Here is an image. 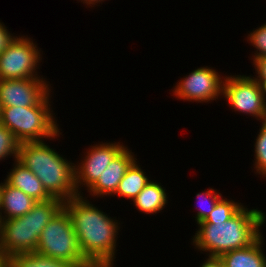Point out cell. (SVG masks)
Returning <instances> with one entry per match:
<instances>
[{
  "label": "cell",
  "mask_w": 266,
  "mask_h": 267,
  "mask_svg": "<svg viewBox=\"0 0 266 267\" xmlns=\"http://www.w3.org/2000/svg\"><path fill=\"white\" fill-rule=\"evenodd\" d=\"M7 28L8 27H6V25L0 21V54L7 48L9 43L16 36L14 33H10Z\"/></svg>",
  "instance_id": "d4e9b609"
},
{
  "label": "cell",
  "mask_w": 266,
  "mask_h": 267,
  "mask_svg": "<svg viewBox=\"0 0 266 267\" xmlns=\"http://www.w3.org/2000/svg\"><path fill=\"white\" fill-rule=\"evenodd\" d=\"M264 235H260L252 244L224 253L220 256L225 267H266Z\"/></svg>",
  "instance_id": "5bb4252c"
},
{
  "label": "cell",
  "mask_w": 266,
  "mask_h": 267,
  "mask_svg": "<svg viewBox=\"0 0 266 267\" xmlns=\"http://www.w3.org/2000/svg\"><path fill=\"white\" fill-rule=\"evenodd\" d=\"M255 69V77L250 75L254 80H256L263 90L266 92V57H260L252 60ZM257 74V75H256Z\"/></svg>",
  "instance_id": "cb8c5ba5"
},
{
  "label": "cell",
  "mask_w": 266,
  "mask_h": 267,
  "mask_svg": "<svg viewBox=\"0 0 266 267\" xmlns=\"http://www.w3.org/2000/svg\"><path fill=\"white\" fill-rule=\"evenodd\" d=\"M20 142L15 138L13 133L0 123V161L8 160L12 157V161L17 160ZM10 156V157H9Z\"/></svg>",
  "instance_id": "7402d4cb"
},
{
  "label": "cell",
  "mask_w": 266,
  "mask_h": 267,
  "mask_svg": "<svg viewBox=\"0 0 266 267\" xmlns=\"http://www.w3.org/2000/svg\"><path fill=\"white\" fill-rule=\"evenodd\" d=\"M266 213L243 206L228 221H202L191 238L194 248L206 256L222 254L252 244L263 232Z\"/></svg>",
  "instance_id": "7a4b0ae2"
},
{
  "label": "cell",
  "mask_w": 266,
  "mask_h": 267,
  "mask_svg": "<svg viewBox=\"0 0 266 267\" xmlns=\"http://www.w3.org/2000/svg\"><path fill=\"white\" fill-rule=\"evenodd\" d=\"M0 267H5V260L3 259L1 254H0Z\"/></svg>",
  "instance_id": "f1b7e54d"
},
{
  "label": "cell",
  "mask_w": 266,
  "mask_h": 267,
  "mask_svg": "<svg viewBox=\"0 0 266 267\" xmlns=\"http://www.w3.org/2000/svg\"><path fill=\"white\" fill-rule=\"evenodd\" d=\"M225 75L222 99L232 111L252 116L261 122L264 115L266 92L250 75Z\"/></svg>",
  "instance_id": "ba28073f"
},
{
  "label": "cell",
  "mask_w": 266,
  "mask_h": 267,
  "mask_svg": "<svg viewBox=\"0 0 266 267\" xmlns=\"http://www.w3.org/2000/svg\"><path fill=\"white\" fill-rule=\"evenodd\" d=\"M51 92L35 106L0 107V123L20 142L59 140L62 135L52 110ZM45 138V139H44Z\"/></svg>",
  "instance_id": "5b68a950"
},
{
  "label": "cell",
  "mask_w": 266,
  "mask_h": 267,
  "mask_svg": "<svg viewBox=\"0 0 266 267\" xmlns=\"http://www.w3.org/2000/svg\"><path fill=\"white\" fill-rule=\"evenodd\" d=\"M46 141H28L19 145L17 160L30 169L42 182L44 189L53 197L67 201L78 196L75 186V169Z\"/></svg>",
  "instance_id": "3957f363"
},
{
  "label": "cell",
  "mask_w": 266,
  "mask_h": 267,
  "mask_svg": "<svg viewBox=\"0 0 266 267\" xmlns=\"http://www.w3.org/2000/svg\"><path fill=\"white\" fill-rule=\"evenodd\" d=\"M12 165V169H9L10 171L7 172L8 175L4 179L8 185L21 190L36 201H46L52 198L44 189L42 182L30 169L18 160H15Z\"/></svg>",
  "instance_id": "4fadbf2b"
},
{
  "label": "cell",
  "mask_w": 266,
  "mask_h": 267,
  "mask_svg": "<svg viewBox=\"0 0 266 267\" xmlns=\"http://www.w3.org/2000/svg\"><path fill=\"white\" fill-rule=\"evenodd\" d=\"M5 267H77L66 260L51 258L38 252L21 253L5 259Z\"/></svg>",
  "instance_id": "ac0fdd59"
},
{
  "label": "cell",
  "mask_w": 266,
  "mask_h": 267,
  "mask_svg": "<svg viewBox=\"0 0 266 267\" xmlns=\"http://www.w3.org/2000/svg\"><path fill=\"white\" fill-rule=\"evenodd\" d=\"M224 79L213 67L195 68L176 82L171 96L186 102L209 104L222 98Z\"/></svg>",
  "instance_id": "9c48e42d"
},
{
  "label": "cell",
  "mask_w": 266,
  "mask_h": 267,
  "mask_svg": "<svg viewBox=\"0 0 266 267\" xmlns=\"http://www.w3.org/2000/svg\"><path fill=\"white\" fill-rule=\"evenodd\" d=\"M46 80V77L0 80V107L38 105L52 92Z\"/></svg>",
  "instance_id": "8fae6325"
},
{
  "label": "cell",
  "mask_w": 266,
  "mask_h": 267,
  "mask_svg": "<svg viewBox=\"0 0 266 267\" xmlns=\"http://www.w3.org/2000/svg\"><path fill=\"white\" fill-rule=\"evenodd\" d=\"M243 203L226 198L224 195L218 200L213 211L204 221H228L242 207Z\"/></svg>",
  "instance_id": "44dd1931"
},
{
  "label": "cell",
  "mask_w": 266,
  "mask_h": 267,
  "mask_svg": "<svg viewBox=\"0 0 266 267\" xmlns=\"http://www.w3.org/2000/svg\"><path fill=\"white\" fill-rule=\"evenodd\" d=\"M0 202H1V182H0Z\"/></svg>",
  "instance_id": "f546056e"
},
{
  "label": "cell",
  "mask_w": 266,
  "mask_h": 267,
  "mask_svg": "<svg viewBox=\"0 0 266 267\" xmlns=\"http://www.w3.org/2000/svg\"><path fill=\"white\" fill-rule=\"evenodd\" d=\"M79 2H81L83 5H86V8L88 6L89 7H94L96 6H100V3L102 4V2H104L105 0H77ZM99 4V5H98Z\"/></svg>",
  "instance_id": "4316f807"
},
{
  "label": "cell",
  "mask_w": 266,
  "mask_h": 267,
  "mask_svg": "<svg viewBox=\"0 0 266 267\" xmlns=\"http://www.w3.org/2000/svg\"><path fill=\"white\" fill-rule=\"evenodd\" d=\"M205 259L199 267H225L220 257L206 256Z\"/></svg>",
  "instance_id": "484cf974"
},
{
  "label": "cell",
  "mask_w": 266,
  "mask_h": 267,
  "mask_svg": "<svg viewBox=\"0 0 266 267\" xmlns=\"http://www.w3.org/2000/svg\"><path fill=\"white\" fill-rule=\"evenodd\" d=\"M84 195L63 202L71 218L80 251L93 267H113L117 261L120 221L103 212Z\"/></svg>",
  "instance_id": "6da1fadb"
},
{
  "label": "cell",
  "mask_w": 266,
  "mask_h": 267,
  "mask_svg": "<svg viewBox=\"0 0 266 267\" xmlns=\"http://www.w3.org/2000/svg\"><path fill=\"white\" fill-rule=\"evenodd\" d=\"M62 207L63 201L52 197L37 201L23 216L0 220V254L3 259L35 252L44 227Z\"/></svg>",
  "instance_id": "277c9868"
},
{
  "label": "cell",
  "mask_w": 266,
  "mask_h": 267,
  "mask_svg": "<svg viewBox=\"0 0 266 267\" xmlns=\"http://www.w3.org/2000/svg\"><path fill=\"white\" fill-rule=\"evenodd\" d=\"M246 37L248 44L255 48L250 60L266 57V22L254 28Z\"/></svg>",
  "instance_id": "603a6c76"
},
{
  "label": "cell",
  "mask_w": 266,
  "mask_h": 267,
  "mask_svg": "<svg viewBox=\"0 0 266 267\" xmlns=\"http://www.w3.org/2000/svg\"><path fill=\"white\" fill-rule=\"evenodd\" d=\"M139 164L137 158L130 164L112 197L118 196L132 202L151 181Z\"/></svg>",
  "instance_id": "e0dca14e"
},
{
  "label": "cell",
  "mask_w": 266,
  "mask_h": 267,
  "mask_svg": "<svg viewBox=\"0 0 266 267\" xmlns=\"http://www.w3.org/2000/svg\"><path fill=\"white\" fill-rule=\"evenodd\" d=\"M114 142V143H113ZM98 142L84 152L80 162H75V186L78 195H83V188L88 190L104 172L113 159L126 147L122 142ZM83 187V188H82ZM82 192V193H81Z\"/></svg>",
  "instance_id": "30bf717a"
},
{
  "label": "cell",
  "mask_w": 266,
  "mask_h": 267,
  "mask_svg": "<svg viewBox=\"0 0 266 267\" xmlns=\"http://www.w3.org/2000/svg\"><path fill=\"white\" fill-rule=\"evenodd\" d=\"M261 122L266 124V98H265L264 115H263V118H262Z\"/></svg>",
  "instance_id": "83f0119b"
},
{
  "label": "cell",
  "mask_w": 266,
  "mask_h": 267,
  "mask_svg": "<svg viewBox=\"0 0 266 267\" xmlns=\"http://www.w3.org/2000/svg\"><path fill=\"white\" fill-rule=\"evenodd\" d=\"M37 45L28 35L15 36L0 54V80L43 78L38 74L43 51Z\"/></svg>",
  "instance_id": "52a82bcc"
},
{
  "label": "cell",
  "mask_w": 266,
  "mask_h": 267,
  "mask_svg": "<svg viewBox=\"0 0 266 267\" xmlns=\"http://www.w3.org/2000/svg\"><path fill=\"white\" fill-rule=\"evenodd\" d=\"M35 252L72 262L77 267H93L80 251L71 218L64 207L44 227Z\"/></svg>",
  "instance_id": "8992f818"
},
{
  "label": "cell",
  "mask_w": 266,
  "mask_h": 267,
  "mask_svg": "<svg viewBox=\"0 0 266 267\" xmlns=\"http://www.w3.org/2000/svg\"><path fill=\"white\" fill-rule=\"evenodd\" d=\"M162 186L157 180H151L133 200L136 210L146 215L161 213L169 203L167 190Z\"/></svg>",
  "instance_id": "2e32d148"
},
{
  "label": "cell",
  "mask_w": 266,
  "mask_h": 267,
  "mask_svg": "<svg viewBox=\"0 0 266 267\" xmlns=\"http://www.w3.org/2000/svg\"><path fill=\"white\" fill-rule=\"evenodd\" d=\"M260 128L257 137L254 139V173L266 179V124L260 122Z\"/></svg>",
  "instance_id": "ffe728a7"
},
{
  "label": "cell",
  "mask_w": 266,
  "mask_h": 267,
  "mask_svg": "<svg viewBox=\"0 0 266 267\" xmlns=\"http://www.w3.org/2000/svg\"><path fill=\"white\" fill-rule=\"evenodd\" d=\"M37 201L21 190L1 181L0 220L17 218L28 213Z\"/></svg>",
  "instance_id": "9a60e30c"
},
{
  "label": "cell",
  "mask_w": 266,
  "mask_h": 267,
  "mask_svg": "<svg viewBox=\"0 0 266 267\" xmlns=\"http://www.w3.org/2000/svg\"><path fill=\"white\" fill-rule=\"evenodd\" d=\"M136 154L126 146L107 166L98 180L86 191L93 199L112 196L127 168L136 159Z\"/></svg>",
  "instance_id": "7c38bea8"
},
{
  "label": "cell",
  "mask_w": 266,
  "mask_h": 267,
  "mask_svg": "<svg viewBox=\"0 0 266 267\" xmlns=\"http://www.w3.org/2000/svg\"><path fill=\"white\" fill-rule=\"evenodd\" d=\"M196 196H197L196 198H199L197 199V202H199L200 204L196 209L197 212L194 218H195V223L198 224L204 221L210 215L216 203L223 195L219 192V190L217 192V189L209 187L207 190L205 189L199 193H196ZM201 201L203 202L201 203Z\"/></svg>",
  "instance_id": "d6986e66"
}]
</instances>
